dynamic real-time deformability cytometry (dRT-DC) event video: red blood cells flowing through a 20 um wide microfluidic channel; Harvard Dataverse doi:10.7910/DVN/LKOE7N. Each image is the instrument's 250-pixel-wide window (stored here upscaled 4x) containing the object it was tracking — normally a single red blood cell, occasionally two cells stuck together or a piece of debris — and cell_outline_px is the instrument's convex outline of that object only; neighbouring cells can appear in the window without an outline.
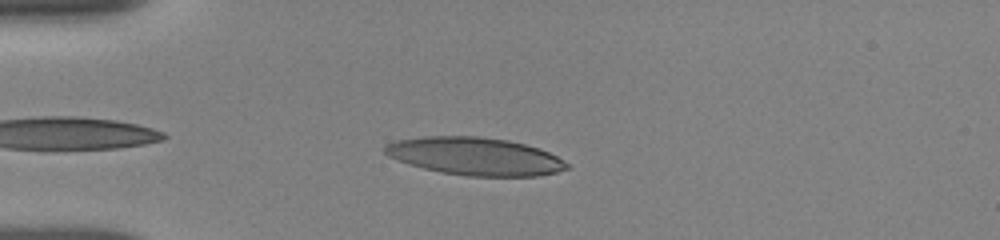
{"species": "human", "species_latin": "Homo sapiens", "temperature_condition": "room temperature", "stored_images_in_passage": 5, "camera_frame_rate_fps": 3000, "um_per_image_px": 0.085, "donor": {"sex": "female"}, "frame": {"image": 1, "passage_image": 4, "time_ms": 3.333, "image_size_px": [1000, 240], "cell_outline_px": [[568, 168], [556, 172], [536, 176], [468, 176], [440, 172], [408, 164], [388, 156], [384, 152], [384, 144], [396, 140], [424, 136], [480, 136], [508, 140], [540, 148], [556, 156], [568, 164]], "centroid_in_image_um": [40.34, 13.28], "position_along_channel_um": 44.7, "area_um2": 40.06}}